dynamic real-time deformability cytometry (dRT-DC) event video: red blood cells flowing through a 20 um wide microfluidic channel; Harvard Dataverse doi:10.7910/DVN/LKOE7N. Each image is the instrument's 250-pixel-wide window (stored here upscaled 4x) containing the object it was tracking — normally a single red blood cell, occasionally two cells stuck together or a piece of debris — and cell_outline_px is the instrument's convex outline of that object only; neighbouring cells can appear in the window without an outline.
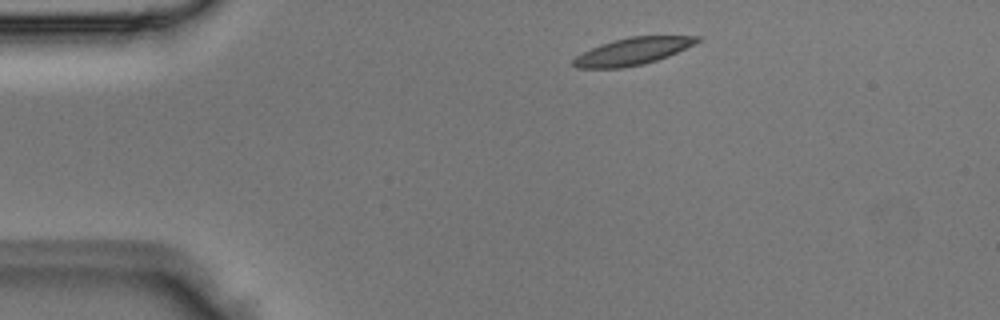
{"species": "Egyptian fruit bat (a non-hibernating species)", "species_latin": "Rousettus aegyptiacus", "temperature_condition": "room temperature", "stored_images_in_passage": 2, "camera_frame_rate_fps": 3000, "um_per_image_px": 0.085, "animal": {"sex": "male"}, "frame": {"image": 1, "passage_image": 1, "time_ms": 0.0, "image_size_px": [1000, 320], "cell_outline_px": [[700, 40], [668, 56], [644, 64], [620, 68], [576, 68], [572, 64], [572, 60], [576, 56], [592, 48], [612, 40], [632, 36], [700, 36]], "centroid_in_image_um": [53.73, 4.37], "position_along_channel_um": 31.3, "area_um2": 19.25}}